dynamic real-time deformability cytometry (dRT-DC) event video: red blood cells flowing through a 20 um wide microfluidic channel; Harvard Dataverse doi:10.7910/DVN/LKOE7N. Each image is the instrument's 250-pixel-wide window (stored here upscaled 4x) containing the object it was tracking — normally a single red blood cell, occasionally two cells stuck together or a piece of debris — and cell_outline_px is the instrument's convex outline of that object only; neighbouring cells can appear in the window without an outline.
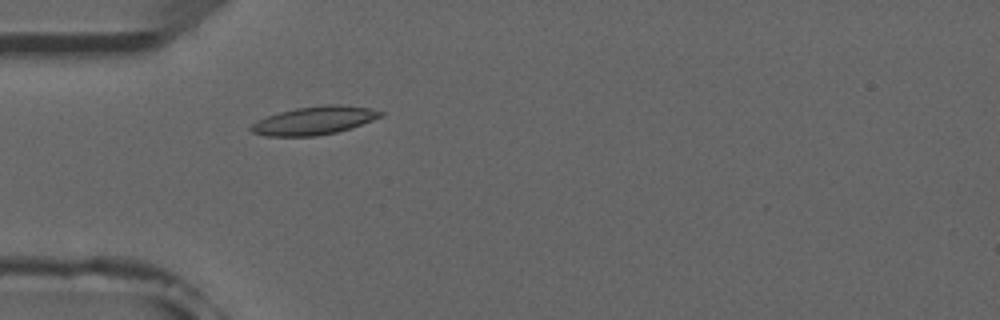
{"species": "common noctule bat (a hibernating species)", "species_latin": "Nyctalus noctula", "temperature_condition": "room temperature", "stored_images_in_passage": 2, "camera_frame_rate_fps": 3000, "um_per_image_px": 0.085, "animal": {"sex": "male", "forearm_length_mm": 52.5}, "frame": {"image": 1, "passage_image": 2, "time_ms": 1.333, "image_size_px": [1000, 320], "cell_outline_px": [[384, 116], [352, 128], [336, 132], [316, 136], [268, 136], [252, 132], [248, 128], [252, 124], [268, 116], [280, 112], [296, 108], [324, 104], [340, 104], [368, 108], [384, 112]], "centroid_in_image_um": [26.76, 10.24], "position_along_channel_um": 58.2, "area_um2": 21.27}}